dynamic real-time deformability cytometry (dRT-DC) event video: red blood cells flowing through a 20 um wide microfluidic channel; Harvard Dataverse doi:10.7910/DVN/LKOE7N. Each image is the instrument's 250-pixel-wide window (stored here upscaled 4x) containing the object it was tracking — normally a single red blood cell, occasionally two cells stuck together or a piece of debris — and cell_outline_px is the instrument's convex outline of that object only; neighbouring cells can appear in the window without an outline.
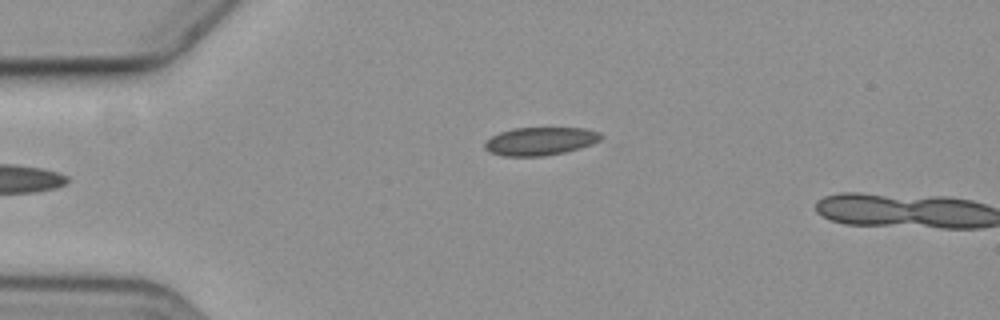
{"species": "common noctule bat (a hibernating species)", "species_latin": "Nyctalus noctula", "temperature_condition": "cold", "stored_images_in_passage": 5, "camera_frame_rate_fps": 3000, "um_per_image_px": 0.085, "animal": {"sex": "female", "body_mass_g": 19.3, "forearm_length_mm": 54.1}, "frame": {"image": 1, "passage_image": 5, "time_ms": 5.333, "image_size_px": [1000, 320], "cell_outline_px": [[604, 136], [600, 140], [592, 144], [580, 148], [564, 152], [544, 156], [504, 156], [488, 152], [484, 148], [484, 144], [492, 136], [500, 132], [516, 128], [584, 128], [600, 132]], "centroid_in_image_um": [45.94, 12.0], "position_along_channel_um": 39.1, "area_um2": 19.02}}